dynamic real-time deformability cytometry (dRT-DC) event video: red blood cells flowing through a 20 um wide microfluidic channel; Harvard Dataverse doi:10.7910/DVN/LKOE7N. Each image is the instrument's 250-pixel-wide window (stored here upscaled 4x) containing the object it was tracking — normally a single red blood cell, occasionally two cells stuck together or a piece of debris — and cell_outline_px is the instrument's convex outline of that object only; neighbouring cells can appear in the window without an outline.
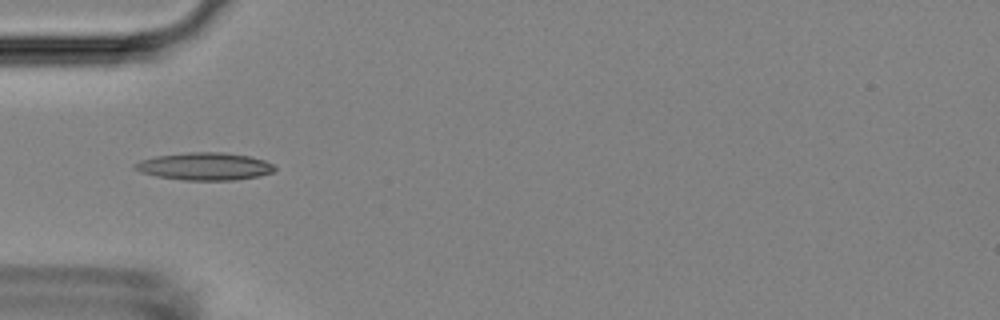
{"species": "Egyptian fruit bat (a non-hibernating species)", "species_latin": "Rousettus aegyptiacus", "temperature_condition": "room temperature", "stored_images_in_passage": 37, "camera_frame_rate_fps": 3000, "um_per_image_px": 0.085, "animal": {"sex": "female"}, "frame": {"image": 1, "passage_image": 4, "time_ms": 1.0, "image_size_px": [1000, 320], "cell_outline_px": [[276, 168], [272, 172], [260, 176], [236, 180], [184, 180], [156, 176], [140, 172], [132, 168], [132, 164], [140, 160], [156, 156], [188, 152], [224, 152], [252, 156], [264, 160], [272, 164]], "centroid_in_image_um": [17.38, 14.14], "position_along_channel_um": 67.6, "area_um2": 22.66}}
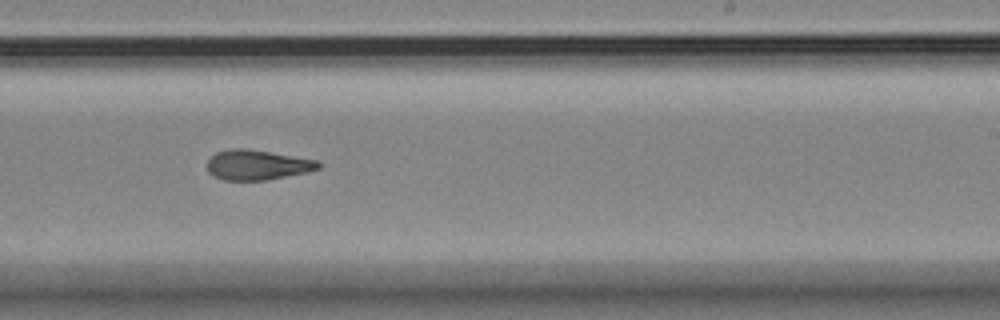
{"frame": {"image": 2, "passage_image": 20, "time_ms": 6.333, "image_size_px": [1000, 320], "cell_outline_px": [[320, 168], [308, 172], [268, 180], [224, 180], [212, 176], [208, 172], [208, 160], [216, 152], [232, 148], [244, 148], [316, 160], [320, 164]], "centroid_in_image_um": [21.84, 14.03], "position_along_channel_um": 267.2, "area_um2": 19.31}}
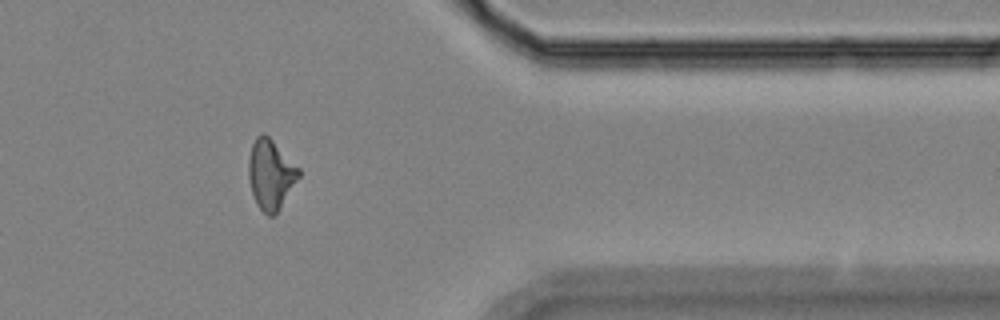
{"frame": {"image": 3, "passage_image": 31, "time_ms": 10.0, "image_size_px": [1000, 320], "cell_outline_px": [[300, 176], [276, 212], [272, 216], [268, 216], [256, 204], [252, 192], [248, 176], [248, 160], [252, 144], [256, 136], [260, 132], [264, 132], [300, 168]], "centroid_in_image_um": [22.99, 14.78], "position_along_channel_um": 388.4, "area_um2": 20.17}}